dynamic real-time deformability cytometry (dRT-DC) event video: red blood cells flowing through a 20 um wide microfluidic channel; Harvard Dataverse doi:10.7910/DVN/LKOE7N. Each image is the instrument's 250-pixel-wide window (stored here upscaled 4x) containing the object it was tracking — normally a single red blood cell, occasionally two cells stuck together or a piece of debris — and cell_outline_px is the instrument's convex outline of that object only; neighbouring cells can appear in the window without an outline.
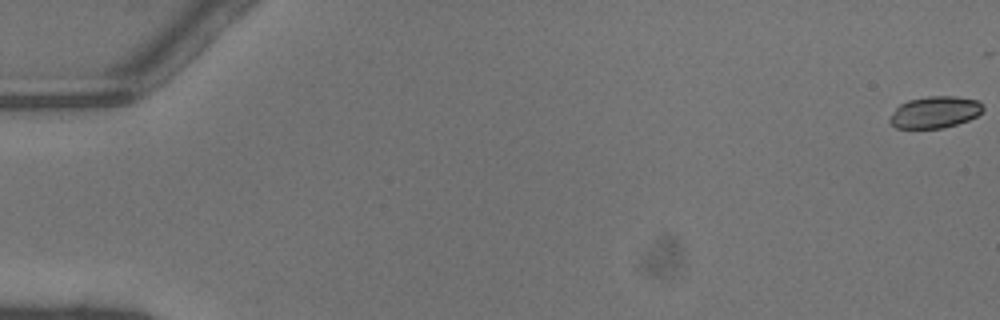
{"species": "common noctule bat (a hibernating species)", "species_latin": "Nyctalus noctula", "temperature_condition": "warm", "stored_images_in_passage": 7, "camera_frame_rate_fps": 3000, "um_per_image_px": 0.085, "animal": {"sex": "male", "body_mass_g": 13.3}, "frame": {"image": 1, "passage_image": 1, "time_ms": 0.0, "image_size_px": [1000, 320], "cell_outline_px": [[984, 108], [976, 116], [968, 120], [956, 124], [940, 128], [896, 128], [888, 120], [896, 108], [900, 104], [908, 100], [928, 96], [956, 96], [980, 100]], "centroid_in_image_um": [79.47, 9.52], "position_along_channel_um": 5.5, "area_um2": 17.17}}